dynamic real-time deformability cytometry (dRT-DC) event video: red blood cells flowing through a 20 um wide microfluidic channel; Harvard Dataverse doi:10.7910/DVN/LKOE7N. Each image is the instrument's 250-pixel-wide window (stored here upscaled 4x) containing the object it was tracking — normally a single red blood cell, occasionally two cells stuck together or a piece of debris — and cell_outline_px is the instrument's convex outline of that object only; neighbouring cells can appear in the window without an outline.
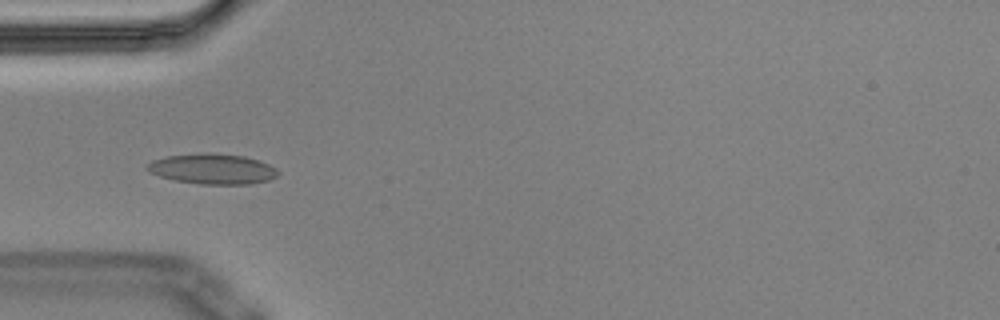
{"species": "Egyptian fruit bat (a non-hibernating species)", "species_latin": "Rousettus aegyptiacus", "temperature_condition": "cold", "stored_images_in_passage": 13, "camera_frame_rate_fps": 3000, "um_per_image_px": 0.085, "animal": {"sex": "male"}, "frame": {"image": 1, "passage_image": 3, "time_ms": 0.667, "image_size_px": [1000, 320], "cell_outline_px": [[280, 172], [276, 176], [268, 180], [252, 184], [200, 184], [176, 180], [160, 176], [152, 172], [148, 168], [148, 164], [152, 160], [168, 156], [244, 156], [268, 164], [276, 168]], "centroid_in_image_um": [18.13, 14.42], "position_along_channel_um": 66.9, "area_um2": 21.73}}
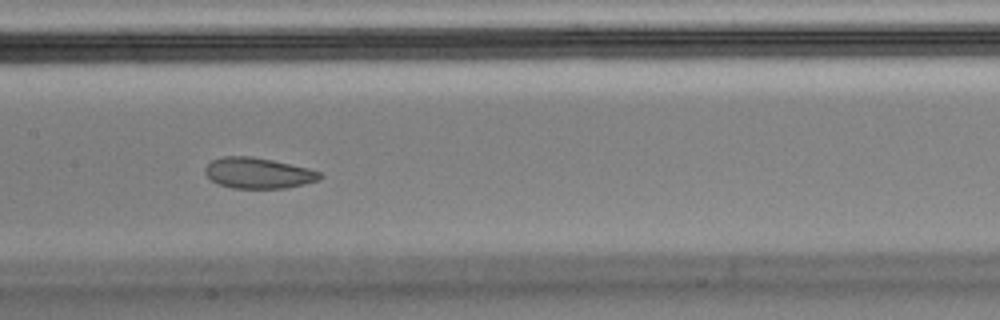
{"frame": {"image": 2, "passage_image": 6, "time_ms": 1.667, "image_size_px": [1000, 320], "cell_outline_px": [[324, 176], [320, 180], [288, 188], [232, 188], [220, 184], [212, 180], [204, 172], [204, 168], [212, 160], [224, 156], [252, 156], [272, 160], [308, 168], [320, 172]], "centroid_in_image_um": [21.97, 14.71], "position_along_channel_um": 185.4, "area_um2": 20.58}}